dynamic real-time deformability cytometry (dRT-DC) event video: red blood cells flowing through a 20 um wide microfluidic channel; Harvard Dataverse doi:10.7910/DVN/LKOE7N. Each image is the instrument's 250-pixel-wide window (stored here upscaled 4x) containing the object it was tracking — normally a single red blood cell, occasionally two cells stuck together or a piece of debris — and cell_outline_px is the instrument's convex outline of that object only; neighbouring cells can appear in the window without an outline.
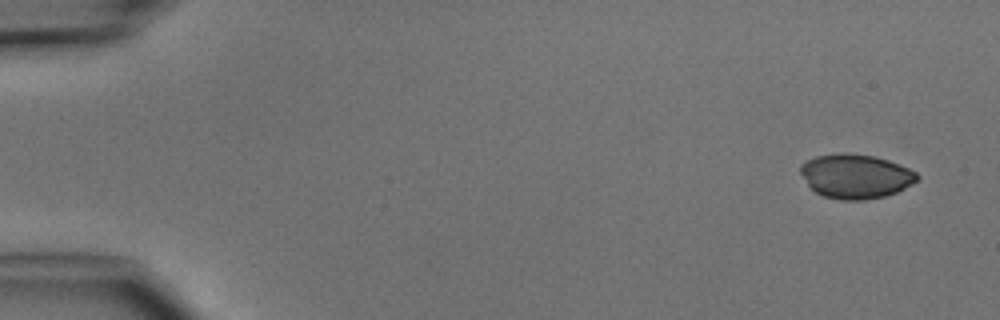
{"species": "common noctule bat (a hibernating species)", "species_latin": "Nyctalus noctula", "temperature_condition": "cold", "stored_images_in_passage": 5, "camera_frame_rate_fps": 3000, "um_per_image_px": 0.085, "animal": {"sex": "male", "body_mass_g": 15.6}, "frame": {"image": 1, "passage_image": 1, "time_ms": 0.0, "image_size_px": [1000, 320], "cell_outline_px": [[920, 176], [912, 184], [896, 192], [884, 196], [864, 200], [840, 200], [824, 196], [816, 192], [808, 184], [800, 172], [800, 164], [816, 156], [840, 152], [844, 152], [876, 156], [900, 164], [916, 172]], "centroid_in_image_um": [72.73, 14.97], "position_along_channel_um": 12.3, "area_um2": 30.11}}
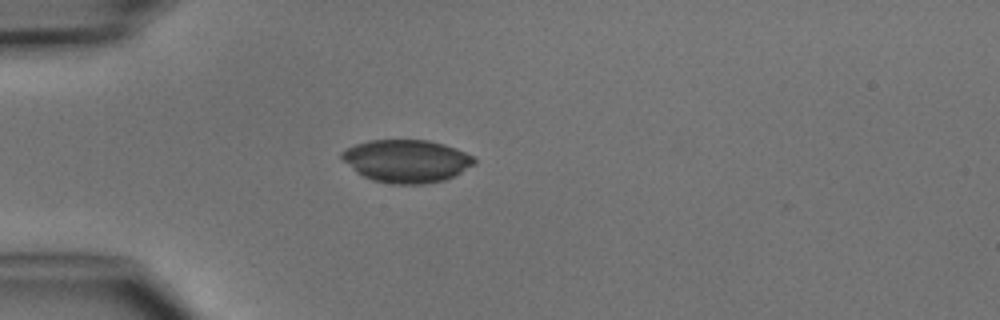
{"frame": {"image": 2, "passage_image": 4, "time_ms": 3.667, "image_size_px": [1000, 320], "cell_outline_px": [[476, 164], [456, 176], [444, 180], [424, 184], [392, 184], [372, 180], [356, 172], [340, 156], [340, 152], [356, 144], [368, 140], [428, 140], [444, 144], [456, 148], [476, 156]], "centroid_in_image_um": [34.61, 13.69], "position_along_channel_um": 50.4, "area_um2": 33.29}}